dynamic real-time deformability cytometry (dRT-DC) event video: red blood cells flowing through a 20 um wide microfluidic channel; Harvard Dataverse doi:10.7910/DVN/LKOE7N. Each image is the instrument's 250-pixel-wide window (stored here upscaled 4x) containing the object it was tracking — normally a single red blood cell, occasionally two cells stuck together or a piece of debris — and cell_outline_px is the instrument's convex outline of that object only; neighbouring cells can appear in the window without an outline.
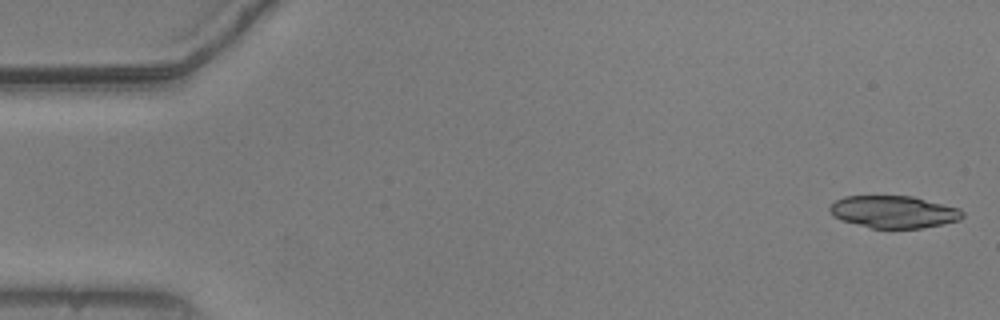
{"species": "common noctule bat (a hibernating species)", "species_latin": "Nyctalus noctula", "temperature_condition": "warm", "stored_images_in_passage": 53, "camera_frame_rate_fps": 3000, "um_per_image_px": 0.085, "animal": {"sex": "male", "body_mass_g": 20.5, "forearm_length_mm": 52.5}, "frame": {"image": 1, "passage_image": 1, "time_ms": 0.0, "image_size_px": [1000, 320], "cell_outline_px": [[964, 216], [960, 220], [920, 228], [872, 228], [840, 220], [832, 216], [828, 208], [836, 200], [844, 196], [912, 196], [960, 208], [964, 212]], "centroid_in_image_um": [75.95, 18.0], "position_along_channel_um": 9.0, "area_um2": 24.97}}
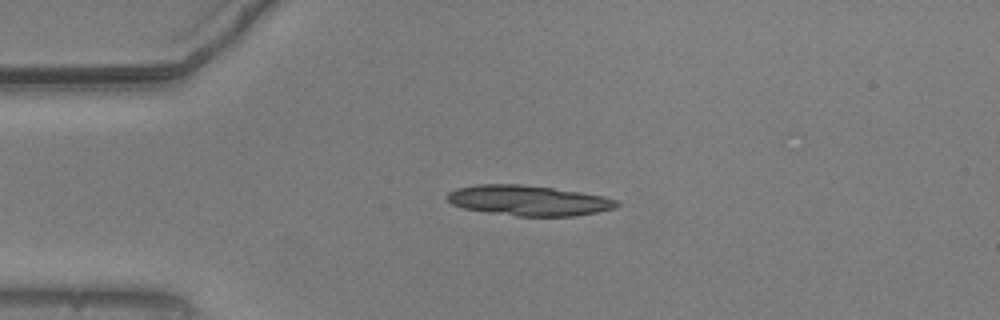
{"frame": {"image": 2, "passage_image": 12, "time_ms": 3.667, "image_size_px": [1000, 320], "cell_outline_px": [[620, 204], [616, 208], [576, 216], [516, 216], [488, 212], [464, 208], [452, 204], [444, 196], [448, 192], [456, 188], [476, 184], [520, 184], [552, 188], [580, 192], [604, 196], [616, 200]], "centroid_in_image_um": [44.91, 17.04], "position_along_channel_um": 40.1, "area_um2": 29.94}, "authors_computed_cell_mechanics": {"area_um2": 26.6458, "velocity_mm_per_s": 3.7495, "shape_relaxation_time_tau1_ms": 0.8062, "shape_relaxation_time_tau2_ms": 4.4558, "deformation_change_tau1": 0.2736, "deformation_change_tau2": 0.1404}}